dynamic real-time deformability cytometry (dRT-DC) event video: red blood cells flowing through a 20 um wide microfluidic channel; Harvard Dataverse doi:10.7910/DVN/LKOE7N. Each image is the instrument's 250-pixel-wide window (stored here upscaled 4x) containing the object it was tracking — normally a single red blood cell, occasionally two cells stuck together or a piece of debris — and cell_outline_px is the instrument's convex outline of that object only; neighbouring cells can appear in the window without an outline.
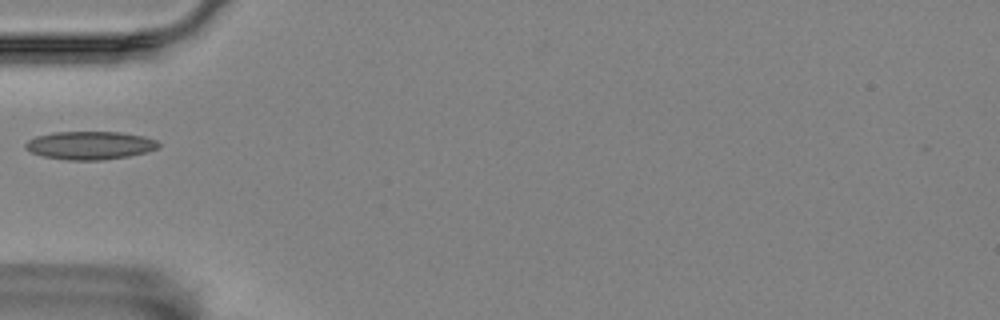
{"species": "Egyptian fruit bat (a non-hibernating species)", "species_latin": "Rousettus aegyptiacus", "temperature_condition": "room temperature", "stored_images_in_passage": 3, "camera_frame_rate_fps": 3000, "um_per_image_px": 0.085, "animal": {"sex": "female"}, "frame": {"image": 1, "passage_image": 2, "time_ms": 0.333, "image_size_px": [1000, 320], "cell_outline_px": [[160, 148], [128, 156], [104, 160], [68, 160], [44, 156], [32, 152], [24, 148], [24, 144], [28, 140], [36, 136], [52, 132], [120, 132], [144, 136], [156, 140], [160, 144]], "centroid_in_image_um": [7.65, 12.35], "position_along_channel_um": 77.4, "area_um2": 21.85}}
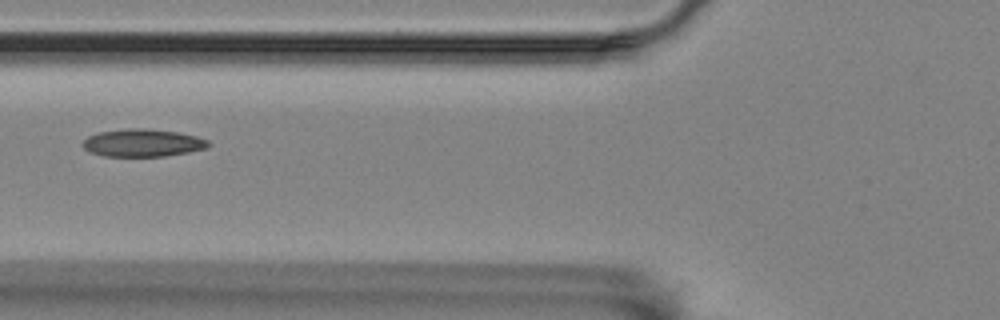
{"frame": {"image": 2, "passage_image": 3, "time_ms": 0.667, "image_size_px": [1000, 320], "cell_outline_px": [[208, 148], [188, 152], [164, 156], [104, 156], [92, 152], [84, 148], [80, 144], [88, 136], [96, 132], [128, 128], [148, 128], [176, 132], [196, 136], [208, 140]], "centroid_in_image_um": [12.1, 12.13], "position_along_channel_um": 113.7, "area_um2": 20.23}}